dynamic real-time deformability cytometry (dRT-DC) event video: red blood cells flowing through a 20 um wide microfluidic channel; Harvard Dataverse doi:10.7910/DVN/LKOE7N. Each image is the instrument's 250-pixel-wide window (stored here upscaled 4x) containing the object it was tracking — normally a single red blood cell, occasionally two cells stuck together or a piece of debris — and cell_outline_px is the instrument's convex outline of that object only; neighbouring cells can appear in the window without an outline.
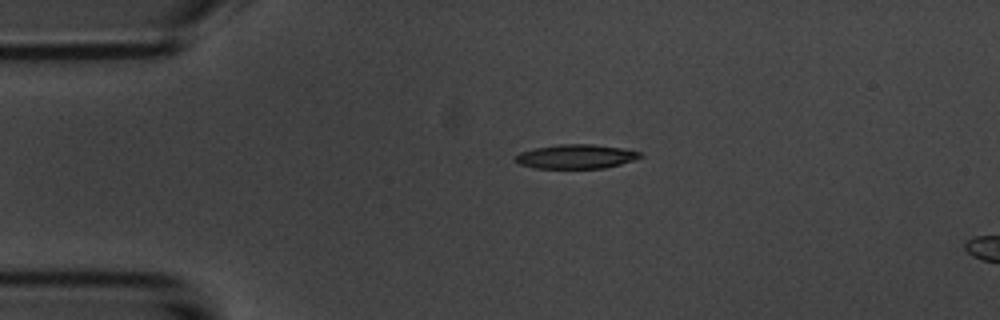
{"species": "common noctule bat (a hibernating species)", "species_latin": "Nyctalus noctula", "temperature_condition": "room temperature", "stored_images_in_passage": 3, "camera_frame_rate_fps": 3000, "um_per_image_px": 0.085, "animal": {"sex": "male", "body_mass_g": 20.1, "forearm_length_mm": 53.5}, "frame": {"image": 1, "passage_image": 2, "time_ms": 1.333, "image_size_px": [1000, 320], "cell_outline_px": [[644, 156], [620, 164], [604, 168], [536, 168], [520, 164], [512, 156], [520, 152], [536, 148], [556, 144], [592, 144], [624, 148], [640, 152]], "centroid_in_image_um": [48.95, 13.3], "position_along_channel_um": 36.0, "area_um2": 17.57}}